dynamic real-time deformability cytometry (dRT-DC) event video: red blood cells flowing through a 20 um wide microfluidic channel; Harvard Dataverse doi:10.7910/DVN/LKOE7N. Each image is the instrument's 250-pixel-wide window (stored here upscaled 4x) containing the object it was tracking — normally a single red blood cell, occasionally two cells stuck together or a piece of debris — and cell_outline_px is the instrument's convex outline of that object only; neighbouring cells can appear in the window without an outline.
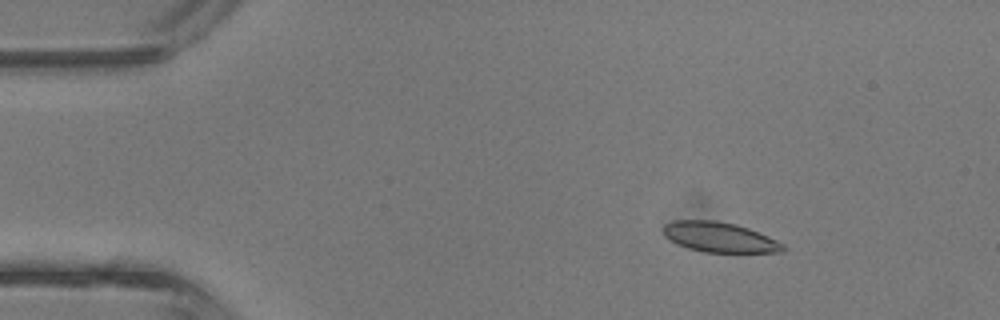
{"species": "common noctule bat (a hibernating species)", "species_latin": "Nyctalus noctula", "temperature_condition": "room temperature", "stored_images_in_passage": 41, "camera_frame_rate_fps": 3000, "um_per_image_px": 0.085, "animal": {"sex": "male", "body_mass_g": 13.3}, "frame": {"image": 1, "passage_image": 6, "time_ms": 1.667, "image_size_px": [1000, 320], "cell_outline_px": [[784, 252], [704, 252], [688, 248], [676, 244], [664, 236], [664, 224], [676, 220], [716, 220], [736, 224], [748, 228], [768, 236], [784, 244]], "centroid_in_image_um": [61.14, 20.16], "position_along_channel_um": 23.9, "area_um2": 20.92}}
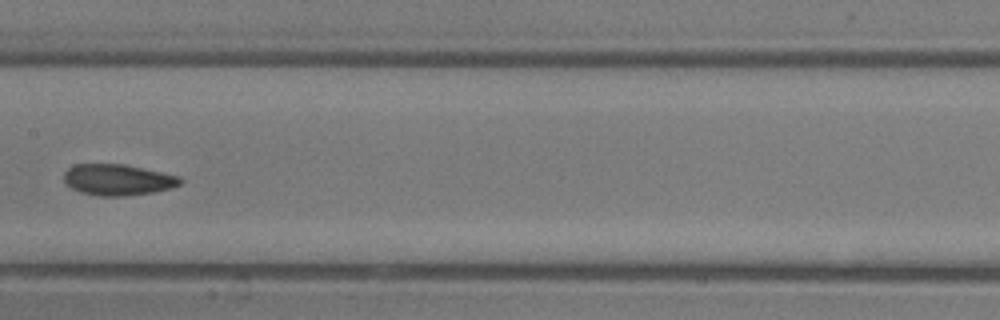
{"frame": {"image": 2, "passage_image": 21, "time_ms": 6.667, "image_size_px": [1000, 320], "cell_outline_px": [[184, 180], [180, 184], [172, 188], [152, 192], [124, 196], [100, 196], [80, 192], [64, 184], [64, 172], [68, 168], [76, 164], [124, 164], [180, 176]], "centroid_in_image_um": [10.01, 15.28], "position_along_channel_um": 197.4, "area_um2": 21.15}}
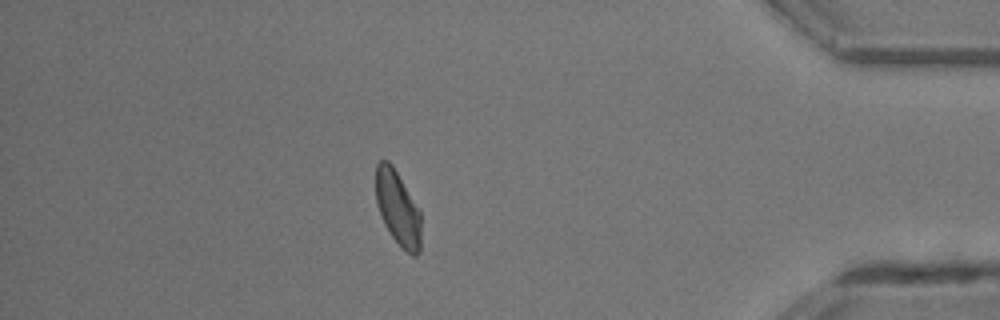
{"frame": {"image": 3, "passage_image": 36, "time_ms": 11.667, "image_size_px": [1000, 320], "cell_outline_px": [[420, 252], [416, 256], [412, 256], [400, 248], [384, 224], [376, 204], [376, 164], [380, 160], [388, 160], [392, 164], [420, 212]], "centroid_in_image_um": [33.8, 17.73], "position_along_channel_um": 401.4, "area_um2": 19.59}, "authors_computed_cell_mechanics": {"area_um2": 20.9236, "velocity_mm_per_s": 4.9641, "shape_relaxation_time_tau1_ms": 4.5692, "shape_relaxation_time_tau2_ms": 8.9834, "deformation_change_tau1": 0.1273, "deformation_change_tau2": 0.1681}}